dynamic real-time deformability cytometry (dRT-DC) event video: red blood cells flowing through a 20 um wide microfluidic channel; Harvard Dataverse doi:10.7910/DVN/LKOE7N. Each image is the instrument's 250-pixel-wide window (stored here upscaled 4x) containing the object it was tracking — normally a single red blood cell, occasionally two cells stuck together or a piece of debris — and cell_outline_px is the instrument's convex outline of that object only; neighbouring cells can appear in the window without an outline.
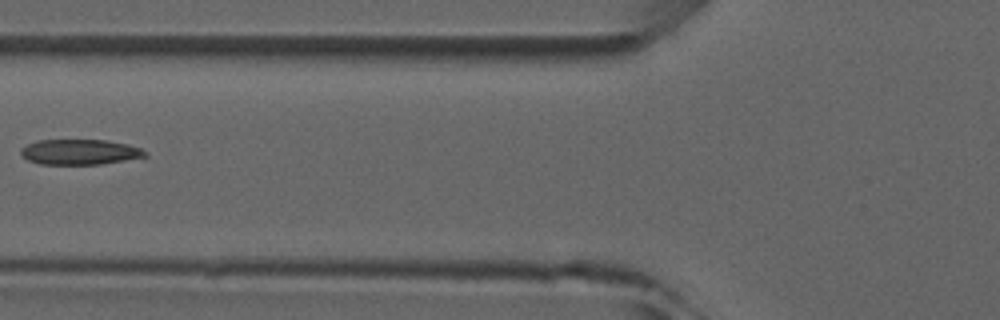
{"species": "common noctule bat (a hibernating species)", "species_latin": "Nyctalus noctula", "temperature_condition": "room temperature", "stored_images_in_passage": 2, "camera_frame_rate_fps": 3000, "um_per_image_px": 0.085, "animal": {"sex": "male", "forearm_length_mm": 52.5}, "frame": {"image": 1, "passage_image": 2, "time_ms": 1.0, "image_size_px": [1000, 320], "cell_outline_px": [[148, 156], [144, 160], [100, 164], [40, 164], [28, 160], [20, 152], [20, 148], [36, 140], [104, 140], [128, 144], [140, 148]], "centroid_in_image_um": [6.89, 12.93], "position_along_channel_um": 118.9, "area_um2": 18.73}}